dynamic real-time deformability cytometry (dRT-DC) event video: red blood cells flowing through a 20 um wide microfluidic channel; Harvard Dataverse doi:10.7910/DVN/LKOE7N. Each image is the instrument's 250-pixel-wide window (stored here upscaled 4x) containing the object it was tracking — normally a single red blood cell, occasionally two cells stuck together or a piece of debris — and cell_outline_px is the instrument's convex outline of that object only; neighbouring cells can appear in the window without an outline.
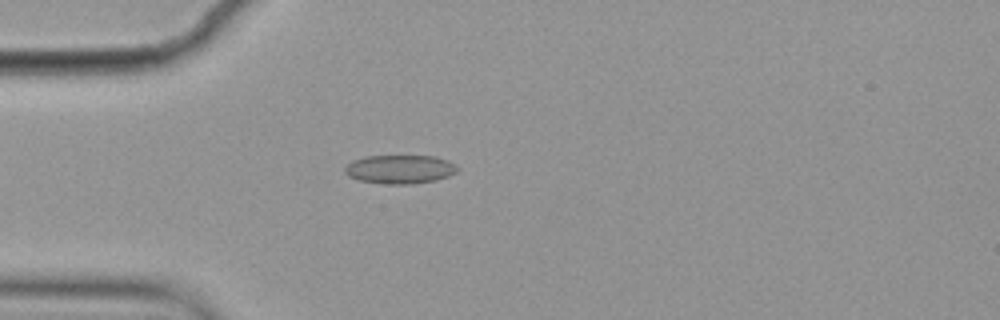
{"species": "common noctule bat (a hibernating species)", "species_latin": "Nyctalus noctula", "temperature_condition": "cold", "stored_images_in_passage": 4, "camera_frame_rate_fps": 3000, "um_per_image_px": 0.085, "animal": {"sex": "female", "body_mass_g": 19.9}, "frame": {"image": 1, "passage_image": 4, "time_ms": 1.0, "image_size_px": [1000, 320], "cell_outline_px": [[460, 168], [456, 172], [448, 176], [436, 180], [412, 184], [384, 184], [360, 180], [348, 176], [344, 172], [344, 168], [352, 160], [364, 156], [436, 156], [448, 160], [456, 164]], "centroid_in_image_um": [34.01, 14.38], "position_along_channel_um": 51.0, "area_um2": 19.02}}